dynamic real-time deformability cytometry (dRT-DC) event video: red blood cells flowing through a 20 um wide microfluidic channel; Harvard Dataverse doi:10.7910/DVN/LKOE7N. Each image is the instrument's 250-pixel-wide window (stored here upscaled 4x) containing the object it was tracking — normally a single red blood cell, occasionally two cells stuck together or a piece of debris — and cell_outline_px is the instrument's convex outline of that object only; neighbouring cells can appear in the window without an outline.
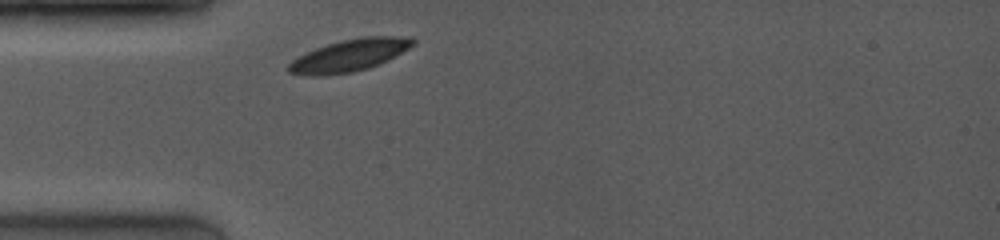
{"species": "common noctule bat (a hibernating species)", "species_latin": "Nyctalus noctula", "temperature_condition": "room temperature", "stored_images_in_passage": 1, "camera_frame_rate_fps": 4000, "um_per_image_px": 0.085, "animal": {"sex": "female", "body_mass_g": 19.0, "forearm_length_mm": 53.3}, "frame": {"image": 1, "passage_image": 1, "time_ms": 0.0, "image_size_px": [1000, 240], "cell_outline_px": [[416, 44], [380, 64], [368, 68], [352, 72], [320, 76], [312, 76], [288, 72], [288, 64], [292, 60], [316, 48], [328, 44], [344, 40], [364, 36], [396, 36], [416, 40]], "centroid_in_image_um": [29.71, 4.71], "position_along_channel_um": 55.3, "area_um2": 22.89}}